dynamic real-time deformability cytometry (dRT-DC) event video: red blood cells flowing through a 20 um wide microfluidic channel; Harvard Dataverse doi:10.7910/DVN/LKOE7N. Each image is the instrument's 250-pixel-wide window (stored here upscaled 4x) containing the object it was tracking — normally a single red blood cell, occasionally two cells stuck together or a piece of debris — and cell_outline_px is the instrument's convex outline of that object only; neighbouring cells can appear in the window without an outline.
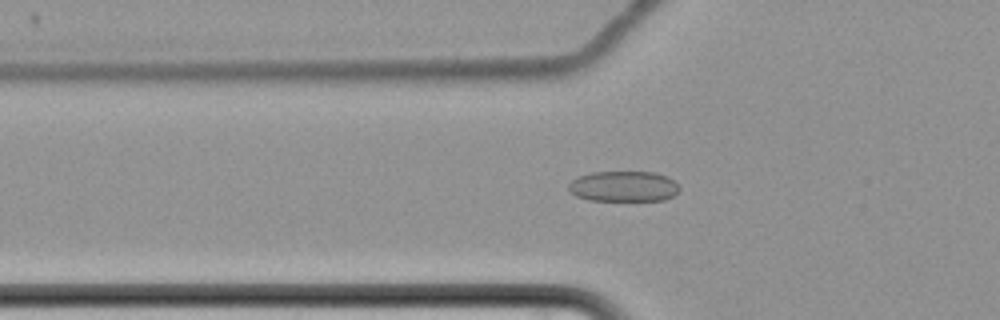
{"species": "common noctule bat (a hibernating species)", "species_latin": "Nyctalus noctula", "temperature_condition": "cold", "stored_images_in_passage": 65, "camera_frame_rate_fps": 3000, "um_per_image_px": 0.085, "animal": {"sex": "female", "body_mass_g": 22.7, "forearm_length_mm": 54.2}, "frame": {"image": 1, "passage_image": 26, "time_ms": 8.333, "image_size_px": [1000, 320], "cell_outline_px": [[680, 188], [672, 196], [664, 200], [588, 200], [576, 196], [568, 188], [568, 184], [572, 180], [580, 176], [592, 172], [656, 172], [668, 176]], "centroid_in_image_um": [53.0, 15.83], "position_along_channel_um": 72.8, "area_um2": 19.59}}
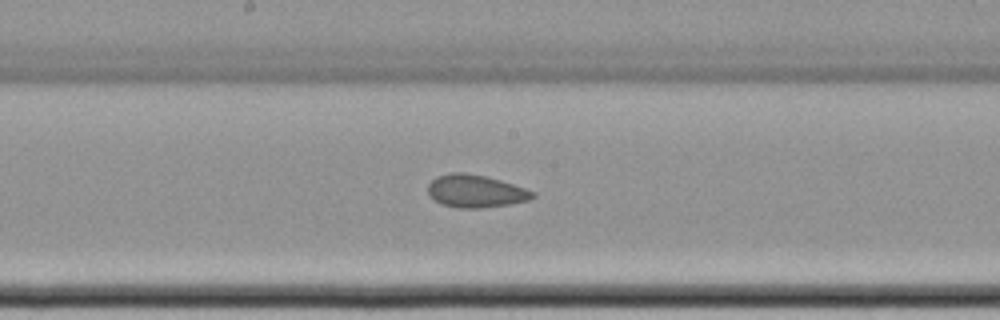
{"frame": {"image": 2, "passage_image": 38, "time_ms": 12.333, "image_size_px": [1000, 320], "cell_outline_px": [[536, 196], [528, 200], [508, 204], [480, 208], [456, 208], [440, 204], [428, 192], [428, 184], [436, 176], [452, 172], [464, 172], [484, 176], [500, 180], [536, 192]], "centroid_in_image_um": [40.41, 16.24], "position_along_channel_um": 207.8, "area_um2": 19.83}}
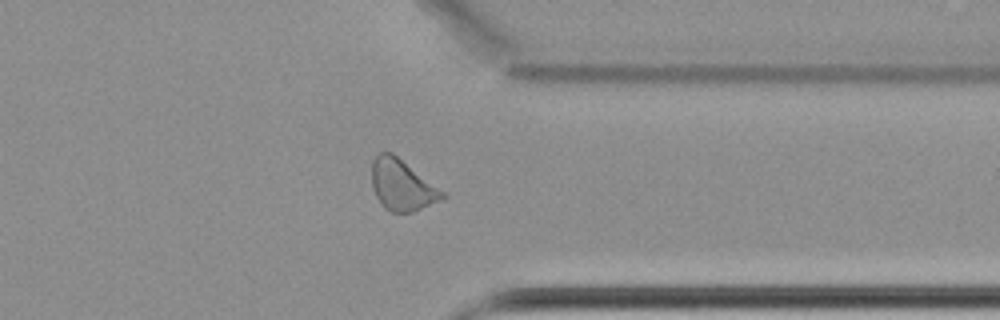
{"frame": {"image": 3, "passage_image": 53, "time_ms": 17.333, "image_size_px": [1000, 320], "cell_outline_px": [[448, 196], [412, 212], [392, 212], [384, 208], [376, 196], [372, 188], [372, 160], [380, 152], [392, 152], [444, 192]], "centroid_in_image_um": [34.14, 15.73], "position_along_channel_um": 377.3, "area_um2": 20.63}, "authors_computed_cell_mechanics": {"area_um2": 21.2126, "velocity_mm_per_s": 3.427, "shape_relaxation_time_tau1_ms": null, "shape_relaxation_time_tau2_ms": 3.1844, "deformation_change_tau1": null, "deformation_change_tau2": 0.0771}}